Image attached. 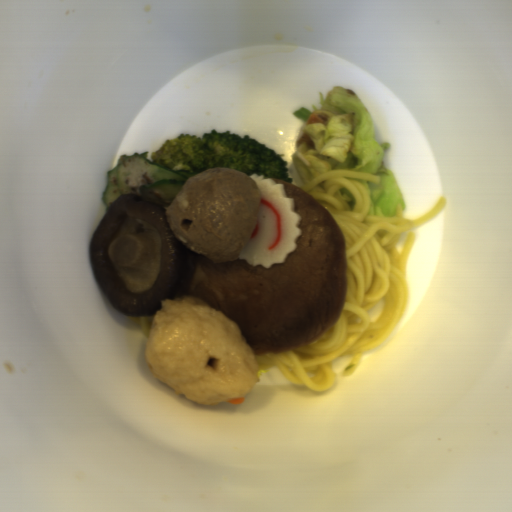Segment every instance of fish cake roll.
I'll list each match as a JSON object with an SVG mask.
<instances>
[{
	"mask_svg": "<svg viewBox=\"0 0 512 512\" xmlns=\"http://www.w3.org/2000/svg\"><path fill=\"white\" fill-rule=\"evenodd\" d=\"M261 188L256 226L249 235L238 260L251 266L271 268L286 263L303 235L301 214L294 211L296 199L287 196L283 183L263 174L250 175Z\"/></svg>",
	"mask_w": 512,
	"mask_h": 512,
	"instance_id": "14b837c1",
	"label": "fish cake roll"
}]
</instances>
